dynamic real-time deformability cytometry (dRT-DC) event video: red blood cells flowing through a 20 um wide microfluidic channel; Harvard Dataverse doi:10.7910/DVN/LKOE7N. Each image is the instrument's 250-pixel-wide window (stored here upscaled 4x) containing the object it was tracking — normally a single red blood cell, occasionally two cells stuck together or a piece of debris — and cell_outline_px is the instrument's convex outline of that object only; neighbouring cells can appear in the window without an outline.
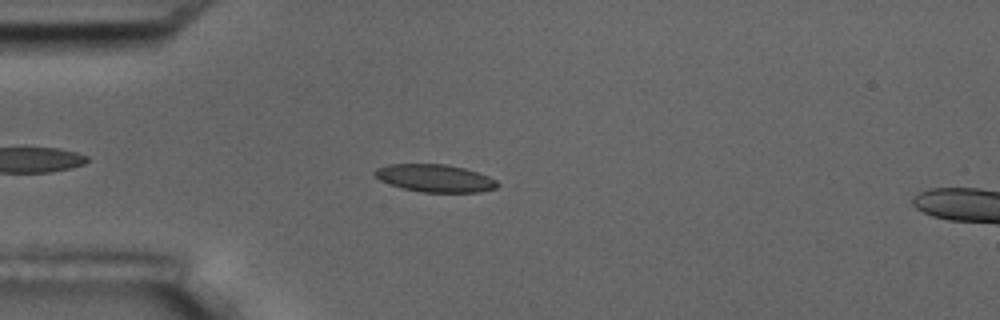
{"species": "common noctule bat (a hibernating species)", "species_latin": "Nyctalus noctula", "temperature_condition": "room temperature", "stored_images_in_passage": 8, "camera_frame_rate_fps": 3000, "um_per_image_px": 0.085, "animal": {"sex": "male", "body_mass_g": 17.5, "forearm_length_mm": 52.3}, "frame": {"image": 1, "passage_image": 5, "time_ms": 4.667, "image_size_px": [1000, 320], "cell_outline_px": [[500, 184], [496, 188], [480, 192], [420, 192], [404, 188], [380, 180], [372, 172], [376, 168], [388, 164], [444, 164], [464, 168], [488, 176], [496, 180]], "centroid_in_image_um": [36.98, 15.14], "position_along_channel_um": 48.0, "area_um2": 19.59}}